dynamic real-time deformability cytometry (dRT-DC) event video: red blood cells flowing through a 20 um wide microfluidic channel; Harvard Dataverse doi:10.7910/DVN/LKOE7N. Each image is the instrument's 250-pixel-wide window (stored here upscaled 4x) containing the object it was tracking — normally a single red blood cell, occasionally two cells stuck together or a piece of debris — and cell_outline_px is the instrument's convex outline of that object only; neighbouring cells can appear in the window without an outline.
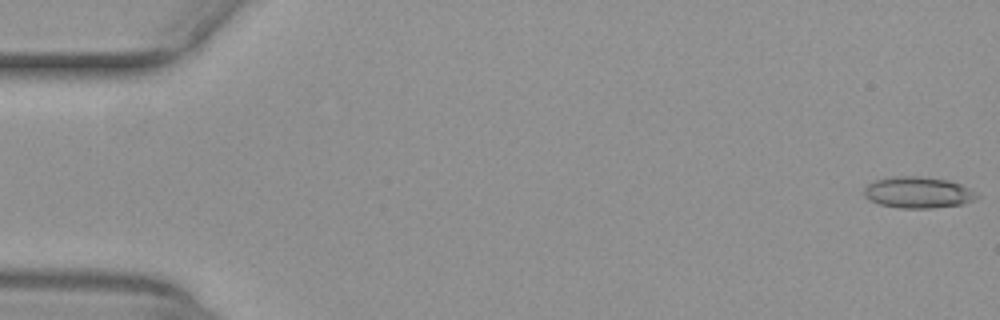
{"species": "common noctule bat (a hibernating species)", "species_latin": "Nyctalus noctula", "temperature_condition": "warm", "stored_images_in_passage": 52, "camera_frame_rate_fps": 3000, "um_per_image_px": 0.085, "animal": {"sex": "female", "body_mass_g": 29.2, "forearm_length_mm": 56.3}, "frame": {"image": 1, "passage_image": 1, "time_ms": 0.0, "image_size_px": [1000, 320], "cell_outline_px": [[980, 196], [976, 200], [960, 204], [932, 208], [900, 208], [880, 204], [868, 200], [864, 196], [864, 188], [868, 184], [876, 180], [892, 176], [920, 176], [948, 180], [960, 184], [968, 188]], "centroid_in_image_um": [78.01, 16.36], "position_along_channel_um": 7.0, "area_um2": 20.58}}
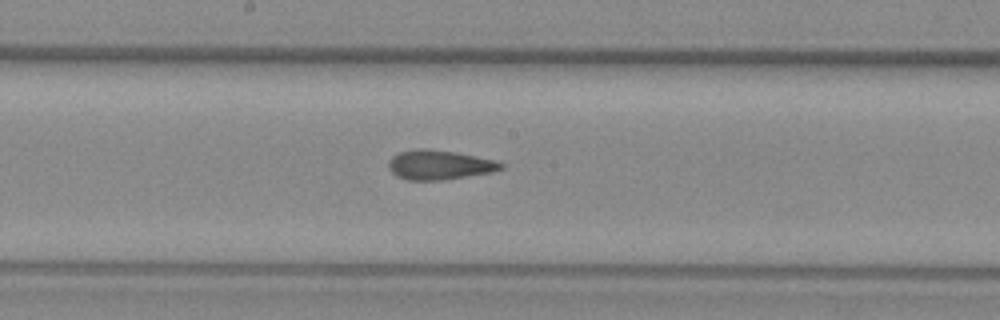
{"frame": {"image": 2, "passage_image": 28, "time_ms": 9.0, "image_size_px": [1000, 320], "cell_outline_px": [[504, 168], [492, 172], [440, 180], [408, 180], [396, 176], [388, 168], [388, 160], [392, 156], [400, 152], [420, 148], [424, 148], [452, 152], [496, 160], [504, 164]], "centroid_in_image_um": [37.32, 14.02], "position_along_channel_um": 210.9, "area_um2": 19.13}}
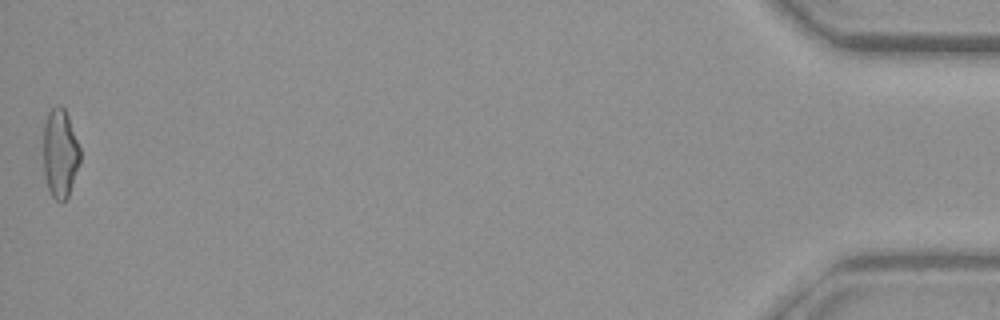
{"frame": {"image": 3, "passage_image": 52, "time_ms": 17.0, "image_size_px": [1000, 320], "cell_outline_px": [[80, 160], [68, 196], [60, 204], [52, 196], [48, 188], [44, 176], [44, 124], [48, 112], [56, 104], [60, 104], [64, 108], [68, 116], [80, 148]], "centroid_in_image_um": [5.1, 13.02], "position_along_channel_um": 430.1, "area_um2": 18.96}, "authors_computed_cell_mechanics": {"area_um2": 19.3919, "velocity_mm_per_s": 4.0229, "shape_relaxation_time_tau1_ms": null, "shape_relaxation_time_tau2_ms": 1.4628, "deformation_change_tau1": null, "deformation_change_tau2": 0.092}}